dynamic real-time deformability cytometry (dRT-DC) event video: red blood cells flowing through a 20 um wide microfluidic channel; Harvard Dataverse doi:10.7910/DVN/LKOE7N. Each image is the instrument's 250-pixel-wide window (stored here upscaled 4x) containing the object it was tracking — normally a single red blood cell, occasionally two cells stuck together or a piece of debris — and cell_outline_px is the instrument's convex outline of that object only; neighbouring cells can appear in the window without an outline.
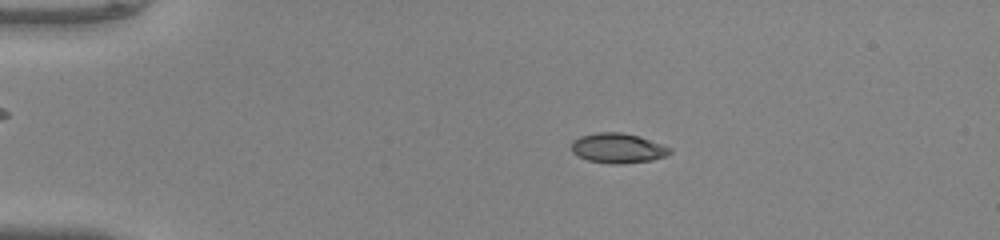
{"species": "common noctule bat (a hibernating species)", "species_latin": "Nyctalus noctula", "temperature_condition": "warm", "stored_images_in_passage": 51, "camera_frame_rate_fps": 3000, "um_per_image_px": 0.085, "animal": {"sex": "male", "body_mass_g": 20.0, "forearm_length_mm": 53.3}, "frame": {"image": 1, "passage_image": 11, "time_ms": 3.333, "image_size_px": [1000, 240], "cell_outline_px": [[672, 152], [668, 156], [652, 160], [616, 164], [612, 164], [588, 160], [572, 152], [572, 140], [580, 136], [596, 132], [620, 132], [640, 136], [672, 148]], "centroid_in_image_um": [52.54, 12.58], "position_along_channel_um": 32.5, "area_um2": 17.17}}
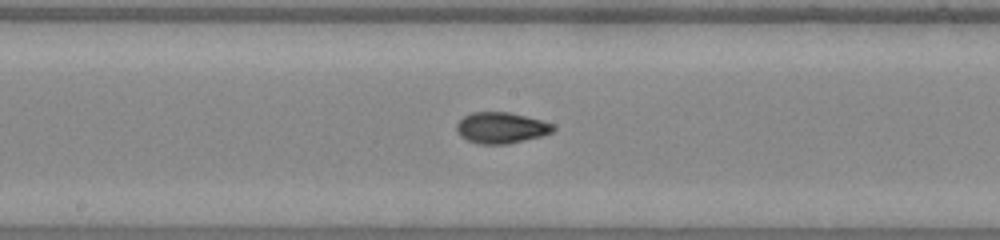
{"frame": {"image": 2, "passage_image": 28, "time_ms": 9.0, "image_size_px": [1000, 240], "cell_outline_px": [[556, 128], [552, 132], [540, 136], [508, 144], [480, 144], [468, 140], [460, 136], [456, 128], [456, 124], [464, 116], [472, 112], [508, 112], [540, 120], [552, 124]], "centroid_in_image_um": [42.57, 10.86], "position_along_channel_um": 205.6, "area_um2": 17.28}}
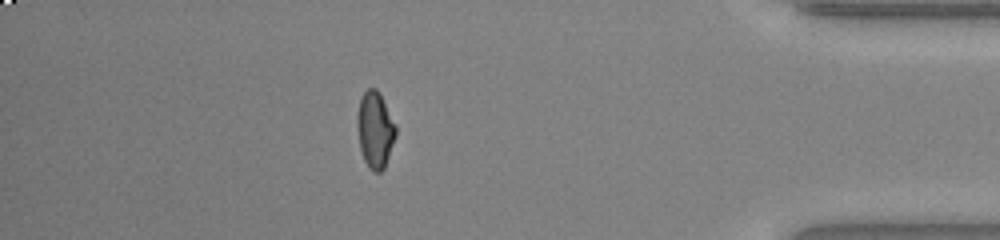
{"frame": {"image": 3, "passage_image": 45, "time_ms": 14.667, "image_size_px": [1000, 240], "cell_outline_px": [[396, 136], [384, 168], [380, 172], [372, 172], [368, 168], [364, 160], [360, 148], [356, 124], [356, 116], [360, 100], [364, 92], [368, 88], [376, 88], [380, 92], [396, 124]], "centroid_in_image_um": [31.88, 11.02], "position_along_channel_um": 403.3, "area_um2": 17.4}, "authors_computed_cell_mechanics": {"area_um2": 16.9354, "velocity_mm_per_s": 4.144, "shape_relaxation_time_tau1_ms": 5.1479, "shape_relaxation_time_tau2_ms": 1.378, "deformation_change_tau1": 0.1691, "deformation_change_tau2": 0.0442}}